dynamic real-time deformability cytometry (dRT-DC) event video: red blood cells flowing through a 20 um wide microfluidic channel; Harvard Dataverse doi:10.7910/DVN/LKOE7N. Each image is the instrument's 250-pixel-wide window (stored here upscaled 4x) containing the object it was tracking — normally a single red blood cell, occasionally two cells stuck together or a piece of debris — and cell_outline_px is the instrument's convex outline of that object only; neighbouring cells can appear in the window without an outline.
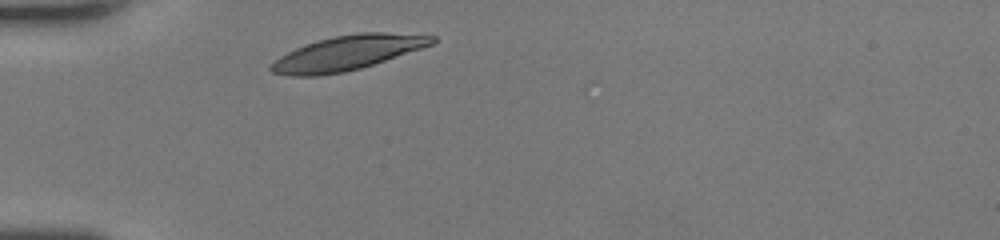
{"species": "human", "species_latin": "Homo sapiens", "temperature_condition": "room temperature", "stored_images_in_passage": 26, "camera_frame_rate_fps": 3000, "um_per_image_px": 0.085, "donor": {"sex": "female"}, "frame": {"image": 1, "passage_image": 1, "time_ms": 0.0, "image_size_px": [1000, 240], "cell_outline_px": [[436, 40], [432, 44], [360, 68], [344, 72], [316, 76], [288, 76], [272, 72], [268, 68], [280, 56], [304, 44], [316, 40], [336, 36], [360, 32], [384, 32], [436, 36]], "centroid_in_image_um": [29.48, 4.49], "position_along_channel_um": 55.5, "area_um2": 31.96}}
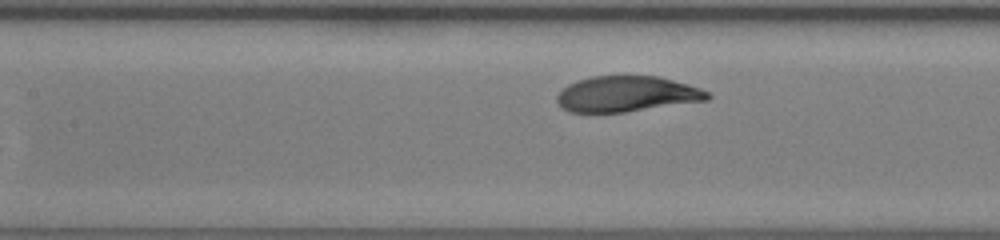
{"frame": {"image": 2, "passage_image": 11, "time_ms": 3.333, "image_size_px": [1000, 240], "cell_outline_px": [[712, 96], [708, 100], [624, 112], [568, 112], [560, 108], [556, 100], [556, 96], [568, 84], [592, 76], [656, 76], [688, 84], [700, 88], [708, 92]], "centroid_in_image_um": [53.26, 8.0], "position_along_channel_um": 154.1, "area_um2": 31.15}}
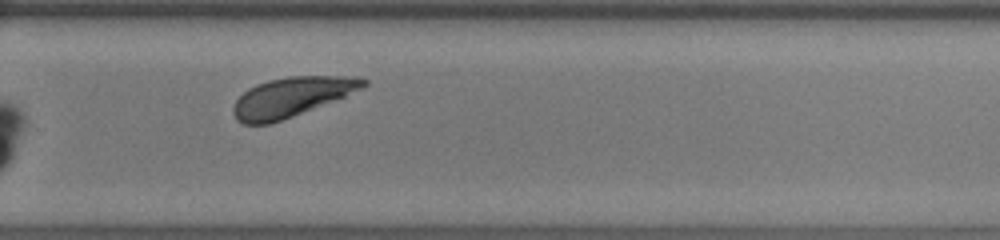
{"frame": {"image": 3, "passage_image": 23, "time_ms": 7.333, "image_size_px": [1000, 240], "cell_outline_px": [[368, 84], [364, 88], [344, 96], [292, 116], [268, 124], [244, 124], [236, 120], [232, 112], [232, 108], [236, 100], [248, 88], [256, 84], [268, 80], [288, 76], [356, 76], [368, 80]], "centroid_in_image_um": [24.77, 8.23], "position_along_channel_um": 305.0, "area_um2": 29.71}}